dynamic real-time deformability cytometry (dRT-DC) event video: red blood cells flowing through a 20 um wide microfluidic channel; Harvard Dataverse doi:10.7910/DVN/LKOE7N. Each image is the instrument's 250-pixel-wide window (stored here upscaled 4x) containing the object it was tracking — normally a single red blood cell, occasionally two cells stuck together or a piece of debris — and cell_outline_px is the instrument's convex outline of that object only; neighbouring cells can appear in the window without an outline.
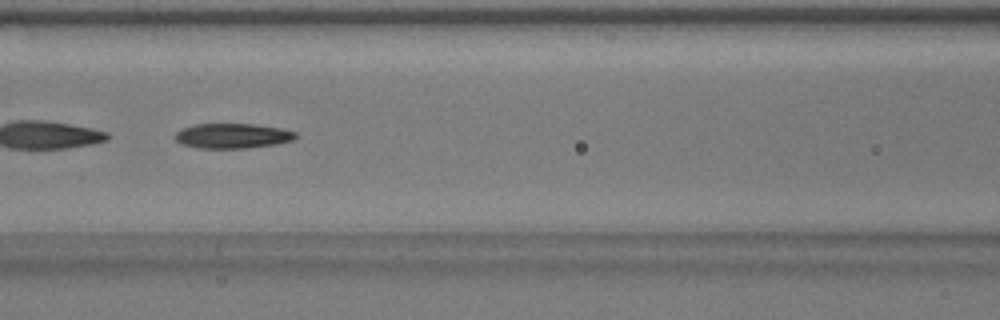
{"species": "common noctule bat (a hibernating species)", "species_latin": "Nyctalus noctula", "temperature_condition": "warm", "stored_images_in_passage": 52, "segment_of_instrument_passage": [2, 2], "camera_frame_rate_fps": 3000, "um_per_image_px": 0.085, "animal": {"sex": "male", "body_mass_g": 17.9}, "frame": {"image": 1, "passage_image": 22, "time_ms": 7.0, "image_size_px": [1000, 320], "cell_outline_px": [[300, 136], [292, 140], [276, 144], [244, 148], [196, 148], [180, 144], [172, 136], [180, 128], [196, 124], [256, 124], [280, 128], [296, 132]], "centroid_in_image_um": [19.73, 11.54], "position_along_channel_um": 146.9, "area_um2": 17.74}}
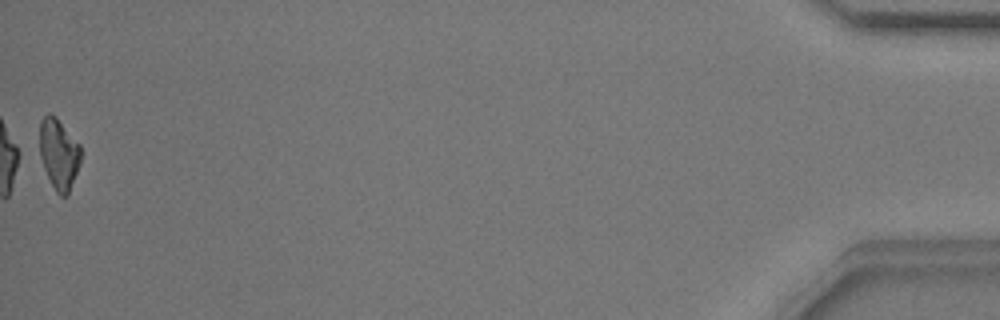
{"frame": {"image": 2, "passage_image": 52, "time_ms": 17.0, "image_size_px": [1000, 320], "cell_outline_px": [[80, 164], [68, 196], [60, 196], [56, 192], [32, 152], [40, 120], [48, 112], [56, 116], [80, 144]], "centroid_in_image_um": [4.86, 13.05], "position_along_channel_um": 430.3, "area_um2": 18.67}}